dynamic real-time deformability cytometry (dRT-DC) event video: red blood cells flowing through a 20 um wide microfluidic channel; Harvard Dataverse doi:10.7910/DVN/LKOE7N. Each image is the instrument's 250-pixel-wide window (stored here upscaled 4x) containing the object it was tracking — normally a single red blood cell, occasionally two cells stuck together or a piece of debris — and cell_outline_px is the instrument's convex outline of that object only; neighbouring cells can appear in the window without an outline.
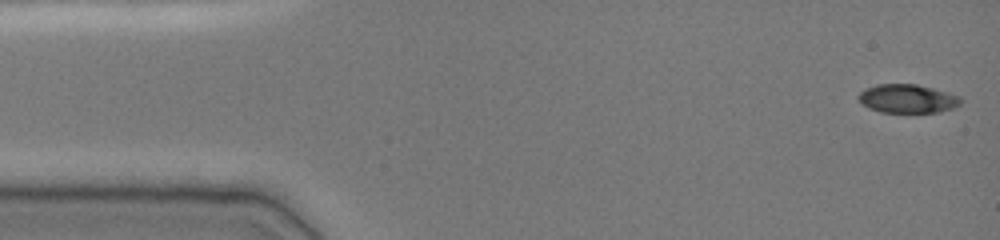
{"species": "common noctule bat (a hibernating species)", "species_latin": "Nyctalus noctula", "temperature_condition": "cold", "stored_images_in_passage": 49, "camera_frame_rate_fps": 3000, "um_per_image_px": 0.085, "animal": {"sex": "female", "body_mass_g": 19.0, "forearm_length_mm": 51.5}, "frame": {"image": 1, "passage_image": 1, "time_ms": 0.0, "image_size_px": [1000, 240], "cell_outline_px": [[964, 100], [960, 104], [952, 108], [940, 112], [880, 112], [868, 108], [856, 96], [864, 88], [876, 84], [916, 84], [948, 92], [960, 96]], "centroid_in_image_um": [77.14, 8.38], "position_along_channel_um": 7.9, "area_um2": 17.17}}
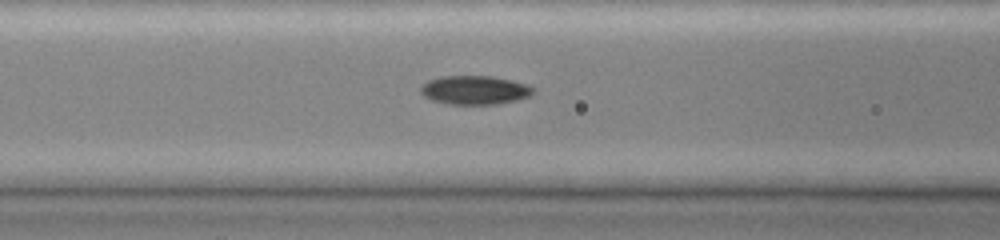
{"frame": {"image": 2, "passage_image": 19, "time_ms": 6.0, "image_size_px": [1000, 240], "cell_outline_px": [[536, 92], [528, 96], [516, 100], [496, 104], [448, 104], [432, 100], [424, 96], [420, 92], [420, 88], [428, 80], [440, 76], [492, 76], [512, 80], [536, 88]], "centroid_in_image_um": [40.35, 7.65], "position_along_channel_um": 126.2, "area_um2": 18.9}}
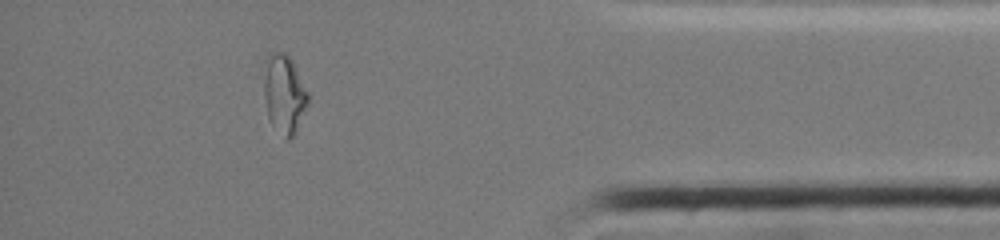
{"frame": {"image": 3, "passage_image": 43, "time_ms": 14.0, "image_size_px": [1000, 240], "cell_outline_px": [[308, 104], [296, 132], [288, 140], [272, 124], [268, 116], [264, 96], [264, 60], [272, 52], [284, 52], [292, 60], [308, 92]], "centroid_in_image_um": [24.15, 7.96], "position_along_channel_um": 411.0, "area_um2": 20.11}, "authors_computed_cell_mechanics": {"area_um2": 18.6116, "velocity_mm_per_s": 3.8593, "shape_relaxation_time_tau1_ms": null, "shape_relaxation_time_tau2_ms": 2.2627, "deformation_change_tau1": null, "deformation_change_tau2": 0.0575}}